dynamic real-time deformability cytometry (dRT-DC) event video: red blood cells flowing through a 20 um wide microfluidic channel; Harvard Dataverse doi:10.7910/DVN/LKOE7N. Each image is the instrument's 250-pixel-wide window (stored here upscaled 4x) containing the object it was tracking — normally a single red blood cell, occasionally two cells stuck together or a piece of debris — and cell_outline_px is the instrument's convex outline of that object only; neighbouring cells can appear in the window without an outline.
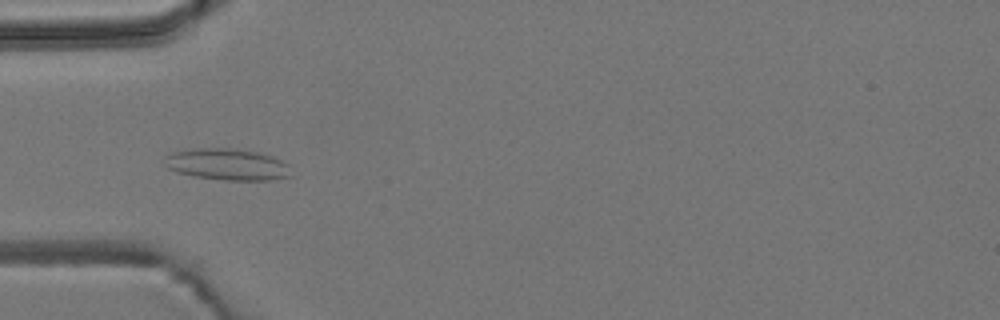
{"species": "common noctule bat (a hibernating species)", "species_latin": "Nyctalus noctula", "temperature_condition": "room temperature", "stored_images_in_passage": 4, "camera_frame_rate_fps": 3000, "um_per_image_px": 0.085, "animal": {"sex": "male", "body_mass_g": 19.2, "forearm_length_mm": 51.8}, "frame": {"image": 1, "passage_image": 2, "time_ms": 0.333, "image_size_px": [1000, 320], "cell_outline_px": [[292, 176], [268, 180], [224, 180], [196, 176], [176, 172], [168, 168], [164, 156], [172, 152], [192, 148], [236, 148], [256, 152], [272, 156], [288, 164]], "centroid_in_image_um": [19.32, 13.96], "position_along_channel_um": 65.7, "area_um2": 23.24}}